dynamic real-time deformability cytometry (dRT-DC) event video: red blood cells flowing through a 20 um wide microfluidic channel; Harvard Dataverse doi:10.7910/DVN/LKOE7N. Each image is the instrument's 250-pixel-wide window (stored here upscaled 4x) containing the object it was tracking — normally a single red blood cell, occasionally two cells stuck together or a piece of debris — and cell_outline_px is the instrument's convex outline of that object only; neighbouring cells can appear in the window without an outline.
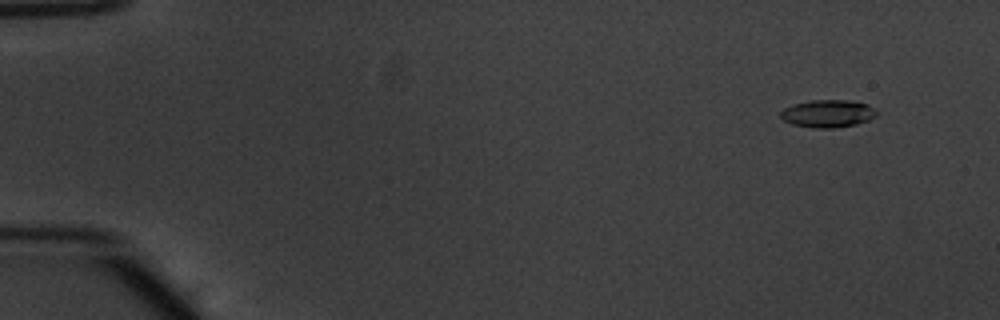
{"species": "common noctule bat (a hibernating species)", "species_latin": "Nyctalus noctula", "temperature_condition": "warm", "stored_images_in_passage": 54, "camera_frame_rate_fps": 3000, "um_per_image_px": 0.085, "animal": {"sex": "male", "body_mass_g": 20.1, "forearm_length_mm": 53.5}, "frame": {"image": 1, "passage_image": 5, "time_ms": 1.333, "image_size_px": [1000, 320], "cell_outline_px": [[880, 112], [876, 116], [868, 120], [856, 124], [832, 128], [812, 128], [792, 124], [784, 120], [780, 116], [780, 112], [784, 108], [796, 104], [812, 100], [848, 100], [868, 104]], "centroid_in_image_um": [70.4, 9.65], "position_along_channel_um": 14.6, "area_um2": 15.43}}
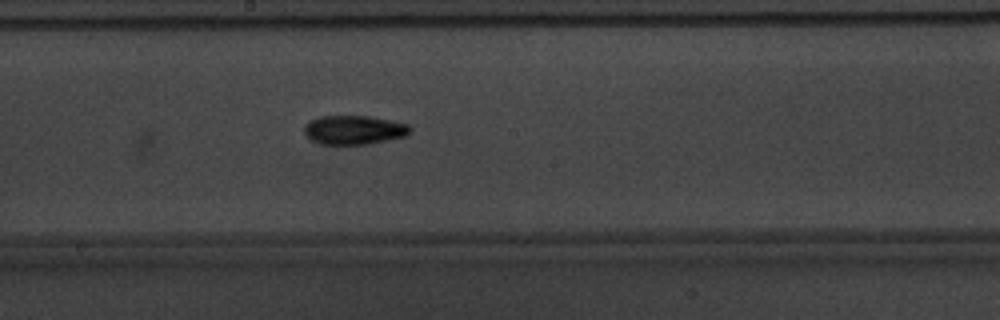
{"frame": {"image": 2, "passage_image": 31, "time_ms": 10.0, "image_size_px": [1000, 320], "cell_outline_px": [[412, 132], [404, 136], [368, 144], [320, 144], [312, 140], [304, 132], [304, 124], [308, 120], [320, 116], [368, 116], [408, 124], [412, 128]], "centroid_in_image_um": [30.07, 11.04], "position_along_channel_um": 218.1, "area_um2": 17.86}}
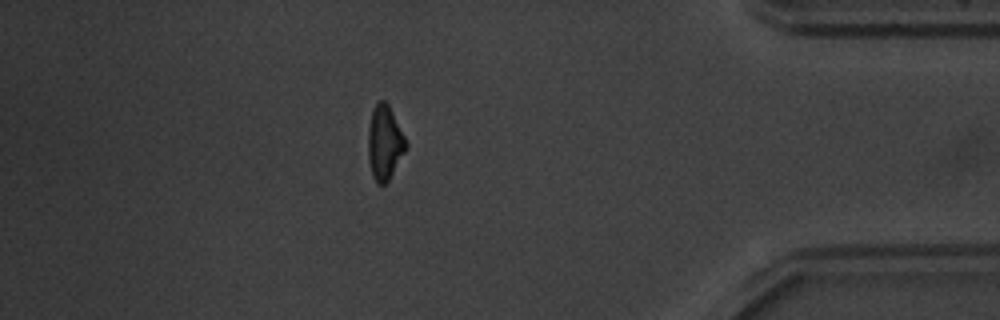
{"frame": {"image": 3, "passage_image": 48, "time_ms": 15.667, "image_size_px": [1000, 320], "cell_outline_px": [[408, 144], [404, 152], [388, 180], [384, 184], [376, 184], [372, 176], [368, 160], [368, 128], [372, 108], [376, 100], [384, 100], [388, 104]], "centroid_in_image_um": [32.66, 12.1], "position_along_channel_um": 402.5, "area_um2": 16.36}, "authors_computed_cell_mechanics": {"area_um2": 16.0395, "velocity_mm_per_s": 3.8509, "shape_relaxation_time_tau1_ms": 3.7293, "shape_relaxation_time_tau2_ms": 7.0466, "deformation_change_tau1": 0.1456, "deformation_change_tau2": 0.1563}}